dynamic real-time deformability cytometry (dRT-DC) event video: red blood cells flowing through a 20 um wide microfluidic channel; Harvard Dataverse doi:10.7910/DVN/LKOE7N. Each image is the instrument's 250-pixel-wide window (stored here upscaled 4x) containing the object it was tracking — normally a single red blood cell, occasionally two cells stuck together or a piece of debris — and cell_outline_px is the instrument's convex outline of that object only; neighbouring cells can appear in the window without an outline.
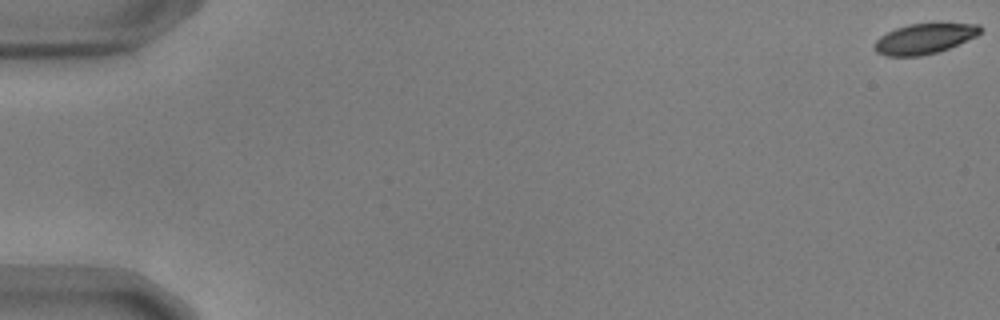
{"species": "common noctule bat (a hibernating species)", "species_latin": "Nyctalus noctula", "temperature_condition": "warm", "stored_images_in_passage": 14, "camera_frame_rate_fps": 3000, "um_per_image_px": 0.085, "animal": {"sex": "male", "body_mass_g": 17.9, "forearm_length_mm": 54.2}, "frame": {"image": 1, "passage_image": 1, "time_ms": 0.0, "image_size_px": [1000, 320], "cell_outline_px": [[980, 32], [976, 36], [948, 48], [936, 52], [920, 56], [884, 56], [876, 52], [872, 48], [876, 40], [880, 36], [896, 28], [908, 24], [980, 24]], "centroid_in_image_um": [78.5, 3.3], "position_along_channel_um": 6.5, "area_um2": 18.38}}